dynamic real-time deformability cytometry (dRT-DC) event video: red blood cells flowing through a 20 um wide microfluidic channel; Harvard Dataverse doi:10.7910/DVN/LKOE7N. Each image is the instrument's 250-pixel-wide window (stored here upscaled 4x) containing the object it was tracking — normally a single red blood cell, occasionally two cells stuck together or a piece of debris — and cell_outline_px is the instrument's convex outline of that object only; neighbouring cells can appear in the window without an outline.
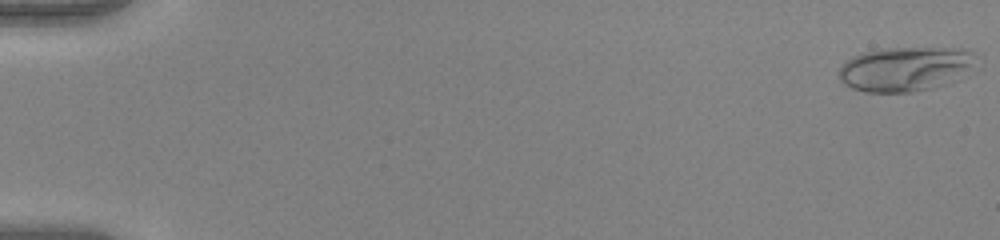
{"species": "human", "species_latin": "Homo sapiens", "temperature_condition": "warm", "stored_images_in_passage": 35, "camera_frame_rate_fps": 3000, "um_per_image_px": 0.085, "donor": {"sex": "female"}, "frame": {"image": 1, "passage_image": 1, "time_ms": 0.0, "image_size_px": [1000, 240], "cell_outline_px": [[980, 68], [960, 80], [948, 84], [932, 88], [912, 92], [864, 92], [852, 88], [844, 84], [840, 80], [840, 68], [852, 56], [868, 52], [892, 48], [960, 48], [972, 52], [976, 56]], "centroid_in_image_um": [77.13, 5.88], "position_along_channel_um": 7.9, "area_um2": 36.24}}
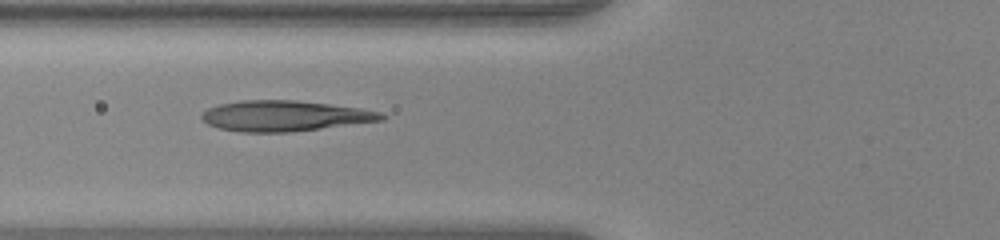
{"frame": {"image": 2, "passage_image": 21, "time_ms": 6.667, "image_size_px": [1000, 240], "cell_outline_px": [[388, 116], [384, 120], [288, 132], [244, 132], [216, 128], [208, 124], [200, 116], [208, 108], [220, 104], [240, 100], [296, 100], [360, 108], [380, 112]], "centroid_in_image_um": [24.18, 9.85], "position_along_channel_um": 101.6, "area_um2": 31.85}}
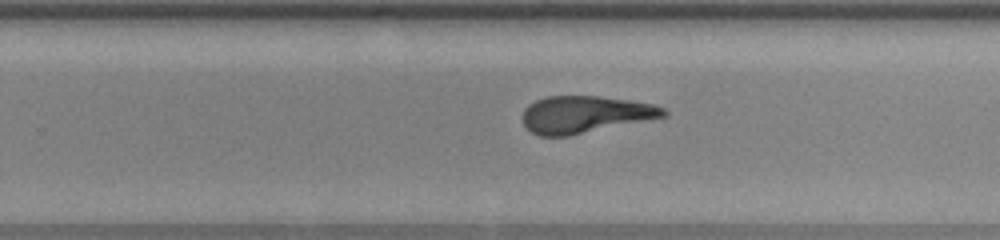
{"frame": {"image": 3, "passage_image": 34, "time_ms": 11.0, "image_size_px": [1000, 240], "cell_outline_px": [[668, 116], [568, 136], [540, 136], [532, 132], [524, 124], [524, 108], [528, 104], [536, 100], [548, 96], [596, 96], [628, 100], [652, 104], [664, 108], [668, 112]], "centroid_in_image_um": [49.74, 9.73], "position_along_channel_um": 280.1, "area_um2": 30.23}}